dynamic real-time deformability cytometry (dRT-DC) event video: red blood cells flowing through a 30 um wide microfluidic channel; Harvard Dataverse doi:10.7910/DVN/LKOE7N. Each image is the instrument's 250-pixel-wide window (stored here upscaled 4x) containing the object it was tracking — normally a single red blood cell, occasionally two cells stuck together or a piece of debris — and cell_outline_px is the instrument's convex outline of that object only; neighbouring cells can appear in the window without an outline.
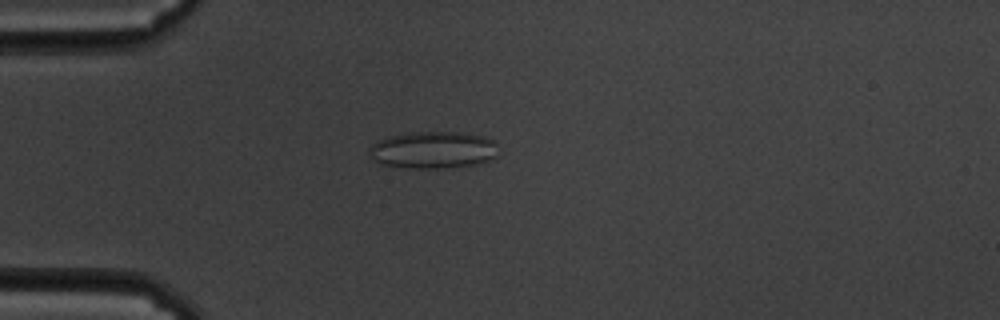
{"species": "common noctule bat (a hibernating species)", "species_latin": "Nyctalus noctula", "temperature_condition": "cold", "stored_images_in_passage": 59, "camera_frame_rate_fps": 3000, "um_per_image_px": 0.085, "animal": {"sex": "male", "body_mass_g": 19.5, "forearm_length_mm": 54.6}, "frame": {"image": 1, "passage_image": 16, "time_ms": 5.0, "image_size_px": [1000, 320], "cell_outline_px": [[496, 156], [488, 160], [472, 164], [444, 168], [404, 168], [380, 164], [368, 156], [368, 148], [372, 144], [388, 136], [408, 132], [460, 132], [484, 136], [492, 140], [496, 144]], "centroid_in_image_um": [36.74, 12.74], "position_along_channel_um": 48.3, "area_um2": 27.98}}
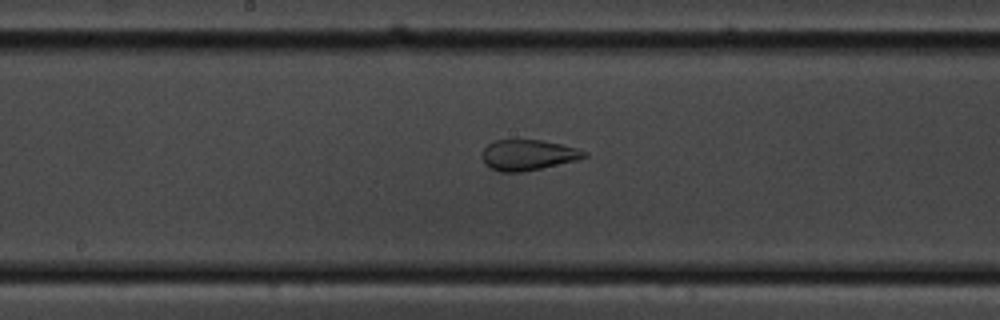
{"frame": {"image": 2, "passage_image": 31, "time_ms": 10.0, "image_size_px": [1000, 320], "cell_outline_px": [[588, 156], [576, 160], [540, 168], [520, 172], [500, 172], [488, 168], [484, 164], [480, 156], [484, 148], [488, 144], [496, 140], [540, 140], [560, 144], [576, 148], [588, 152]], "centroid_in_image_um": [44.82, 13.18], "position_along_channel_um": 203.4, "area_um2": 18.21}}
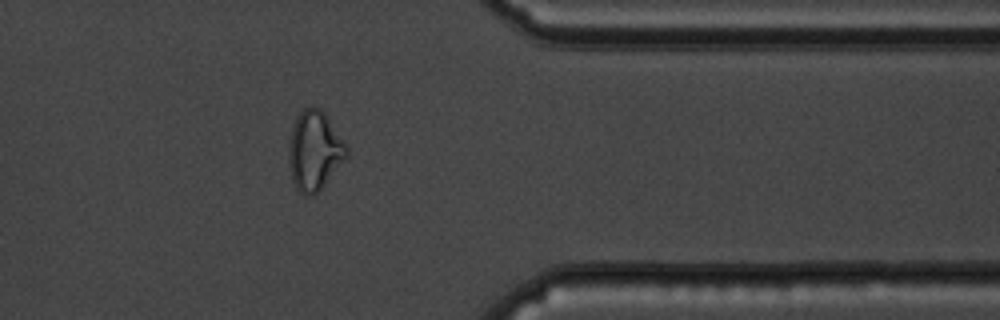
{"frame": {"image": 3, "passage_image": 48, "time_ms": 15.667, "image_size_px": [1000, 320], "cell_outline_px": [[348, 156], [324, 184], [312, 196], [304, 196], [296, 188], [292, 180], [288, 164], [288, 160], [292, 128], [296, 116], [304, 108], [320, 108], [324, 112], [348, 144]], "centroid_in_image_um": [26.74, 12.8], "position_along_channel_um": 384.7, "area_um2": 26.65}, "authors_computed_cell_mechanics": {"area_um2": 26.4724, "velocity_mm_per_s": 3.4045, "shape_relaxation_time_tau1_ms": null, "shape_relaxation_time_tau2_ms": 1.2322, "deformation_change_tau1": null, "deformation_change_tau2": 0.0772}}